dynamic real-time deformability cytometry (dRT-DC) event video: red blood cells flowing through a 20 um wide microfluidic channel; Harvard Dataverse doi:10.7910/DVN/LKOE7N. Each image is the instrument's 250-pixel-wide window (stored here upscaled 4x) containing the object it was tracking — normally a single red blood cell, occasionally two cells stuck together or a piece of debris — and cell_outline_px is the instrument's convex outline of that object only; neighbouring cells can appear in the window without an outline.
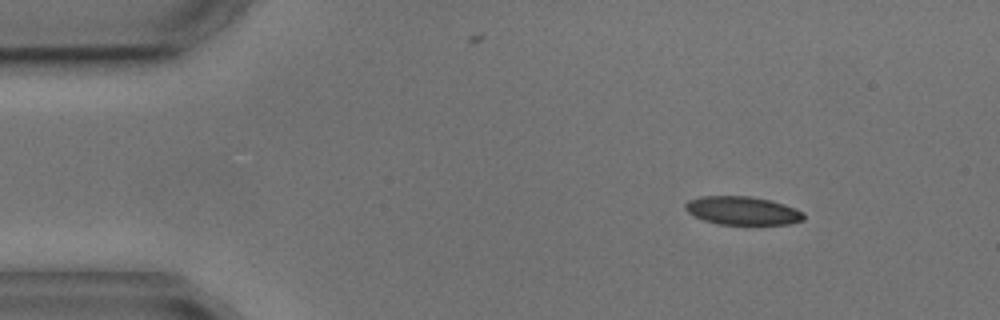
{"species": "common noctule bat (a hibernating species)", "species_latin": "Nyctalus noctula", "temperature_condition": "cold", "stored_images_in_passage": 4, "camera_frame_rate_fps": 3000, "um_per_image_px": 0.085, "animal": {"sex": "male", "body_mass_g": 17.9, "forearm_length_mm": 54.2}, "frame": {"image": 1, "passage_image": 1, "time_ms": 0.0, "image_size_px": [1000, 320], "cell_outline_px": [[804, 220], [788, 224], [720, 224], [704, 220], [688, 212], [684, 208], [684, 204], [688, 200], [700, 196], [748, 196], [772, 200], [784, 204], [804, 212]], "centroid_in_image_um": [63.11, 17.89], "position_along_channel_um": 21.9, "area_um2": 19.54}}
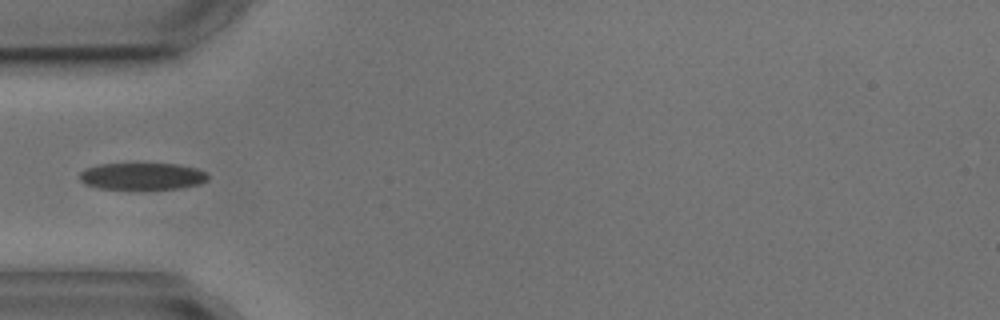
{"frame": {"image": 2, "passage_image": 4, "time_ms": 3.333, "image_size_px": [1000, 320], "cell_outline_px": [[208, 180], [200, 184], [180, 188], [100, 188], [84, 184], [80, 180], [80, 172], [84, 168], [100, 164], [176, 164], [196, 168], [204, 172], [208, 176]], "centroid_in_image_um": [12.07, 14.97], "position_along_channel_um": 72.9, "area_um2": 19.83}}